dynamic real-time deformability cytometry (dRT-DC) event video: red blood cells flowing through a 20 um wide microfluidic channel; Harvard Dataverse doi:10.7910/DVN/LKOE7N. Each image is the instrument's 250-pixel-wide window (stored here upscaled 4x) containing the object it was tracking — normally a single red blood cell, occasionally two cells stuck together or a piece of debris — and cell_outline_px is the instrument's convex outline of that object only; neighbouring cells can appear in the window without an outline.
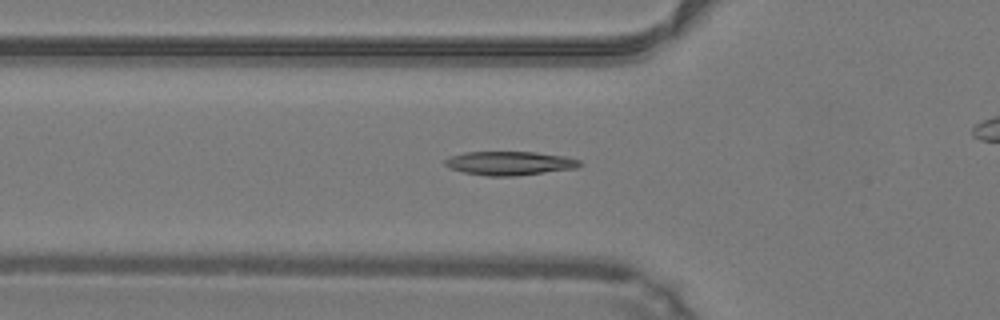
{"species": "common noctule bat (a hibernating species)", "species_latin": "Nyctalus noctula", "temperature_condition": "warm", "stored_images_in_passage": 42, "camera_frame_rate_fps": 3000, "um_per_image_px": 0.085, "animal": {"sex": "male", "body_mass_g": 19.2, "forearm_length_mm": 51.8}, "frame": {"image": 1, "passage_image": 17, "time_ms": 5.333, "image_size_px": [1000, 320], "cell_outline_px": [[584, 164], [576, 168], [516, 176], [488, 176], [464, 172], [452, 168], [444, 164], [444, 160], [448, 156], [464, 152], [536, 152], [568, 156], [580, 160]], "centroid_in_image_um": [43.36, 13.86], "position_along_channel_um": 82.4, "area_um2": 18.84}}
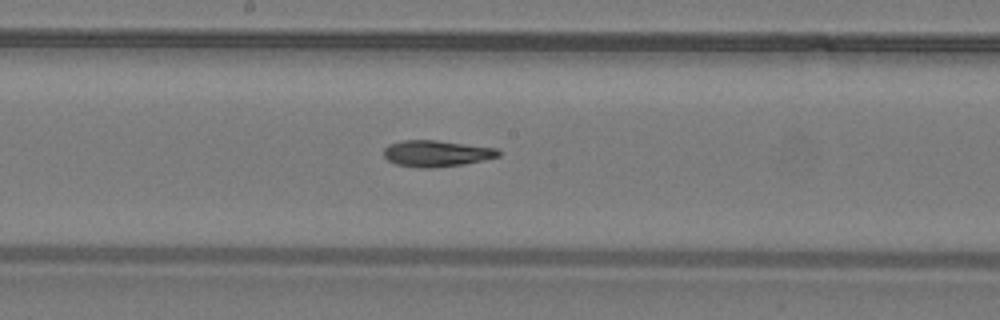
{"frame": {"image": 2, "passage_image": 26, "time_ms": 8.333, "image_size_px": [1000, 320], "cell_outline_px": [[500, 156], [484, 160], [464, 164], [432, 168], [420, 168], [396, 164], [388, 160], [384, 156], [384, 148], [388, 144], [404, 140], [436, 140], [496, 148], [500, 152]], "centroid_in_image_um": [37.09, 13.04], "position_along_channel_um": 211.1, "area_um2": 17.57}}
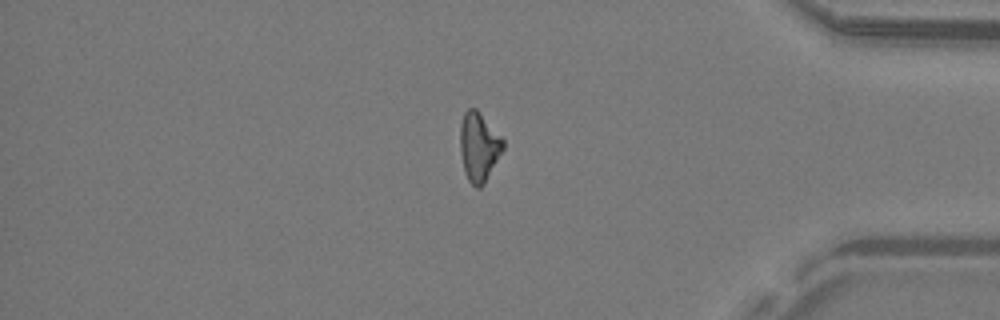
{"frame": {"image": 3, "passage_image": 41, "time_ms": 13.333, "image_size_px": [1000, 320], "cell_outline_px": [[504, 148], [484, 184], [480, 188], [476, 188], [468, 180], [464, 172], [460, 152], [460, 124], [464, 112], [468, 108], [476, 108], [480, 112], [504, 140]], "centroid_in_image_um": [40.69, 12.48], "position_along_channel_um": 394.5, "area_um2": 17.34}}